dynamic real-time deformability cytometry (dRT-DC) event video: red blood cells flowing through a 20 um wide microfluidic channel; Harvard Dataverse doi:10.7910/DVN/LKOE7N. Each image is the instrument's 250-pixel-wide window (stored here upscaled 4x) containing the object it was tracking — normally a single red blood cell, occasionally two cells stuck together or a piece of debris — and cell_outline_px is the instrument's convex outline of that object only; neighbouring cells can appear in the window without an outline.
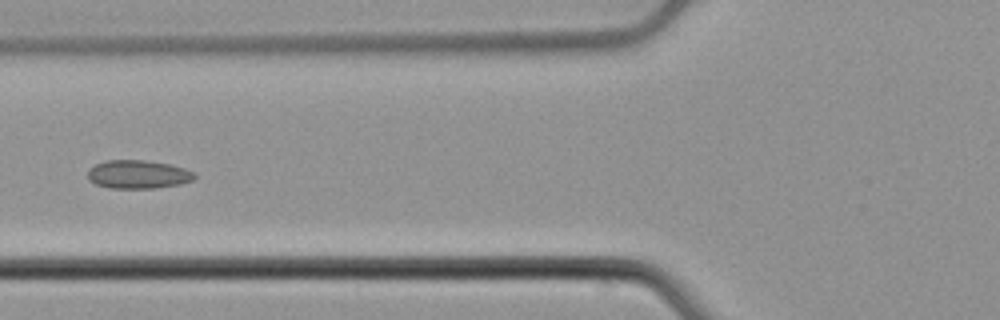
{"species": "common noctule bat (a hibernating species)", "species_latin": "Nyctalus noctula", "temperature_condition": "cold", "stored_images_in_passage": 6, "camera_frame_rate_fps": 3000, "um_per_image_px": 0.085, "animal": {"sex": "male", "body_mass_g": 21.5, "forearm_length_mm": 52.0}, "frame": {"image": 1, "passage_image": 6, "time_ms": 1.667, "image_size_px": [1000, 320], "cell_outline_px": [[196, 176], [192, 180], [180, 184], [156, 188], [108, 188], [96, 184], [88, 180], [88, 168], [104, 160], [144, 160], [168, 164], [184, 168], [192, 172]], "centroid_in_image_um": [11.69, 14.82], "position_along_channel_um": 114.1, "area_um2": 17.69}}